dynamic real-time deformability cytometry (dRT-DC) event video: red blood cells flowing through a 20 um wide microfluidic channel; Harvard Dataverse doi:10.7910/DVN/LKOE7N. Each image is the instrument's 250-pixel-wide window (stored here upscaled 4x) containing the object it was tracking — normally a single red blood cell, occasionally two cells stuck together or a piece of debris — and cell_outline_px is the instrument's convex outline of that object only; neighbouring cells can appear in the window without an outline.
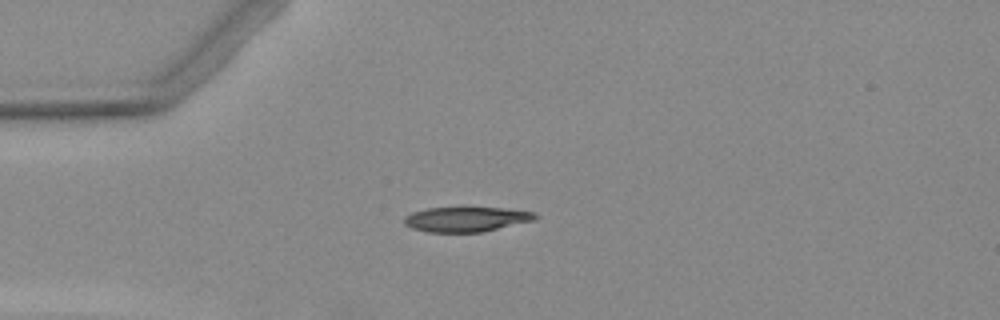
{"species": "Egyptian fruit bat (a non-hibernating species)", "species_latin": "Rousettus aegyptiacus", "temperature_condition": "warm", "stored_images_in_passage": 4, "camera_frame_rate_fps": 3000, "um_per_image_px": 0.085, "animal": {"sex": "female"}, "frame": {"image": 1, "passage_image": 3, "time_ms": 3.0, "image_size_px": [1000, 320], "cell_outline_px": [[540, 216], [536, 220], [480, 232], [428, 232], [412, 228], [404, 224], [404, 216], [412, 212], [428, 208], [460, 204], [464, 204], [504, 208], [536, 212]], "centroid_in_image_um": [39.65, 18.57], "position_along_channel_um": 45.4, "area_um2": 20.11}}